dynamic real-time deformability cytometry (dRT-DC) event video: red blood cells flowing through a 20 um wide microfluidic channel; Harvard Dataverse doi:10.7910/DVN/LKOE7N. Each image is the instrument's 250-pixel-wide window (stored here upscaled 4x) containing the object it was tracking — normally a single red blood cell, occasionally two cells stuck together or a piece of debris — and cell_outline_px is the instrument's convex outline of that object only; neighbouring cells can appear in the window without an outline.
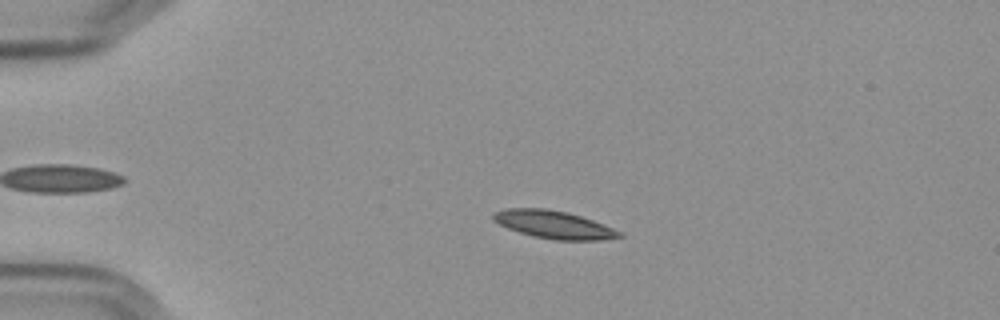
{"species": "Egyptian fruit bat (a non-hibernating species)", "species_latin": "Rousettus aegyptiacus", "temperature_condition": "cold", "stored_images_in_passage": 45, "camera_frame_rate_fps": 3000, "um_per_image_px": 0.085, "frame": {"image": 1, "passage_image": 13, "time_ms": 4.0, "image_size_px": [1000, 320], "cell_outline_px": [[624, 236], [596, 240], [556, 240], [532, 236], [508, 228], [492, 220], [492, 216], [496, 212], [504, 208], [548, 208], [568, 212], [592, 220], [612, 228], [620, 232]], "centroid_in_image_um": [47.03, 19.08], "position_along_channel_um": 38.0, "area_um2": 20.23}}
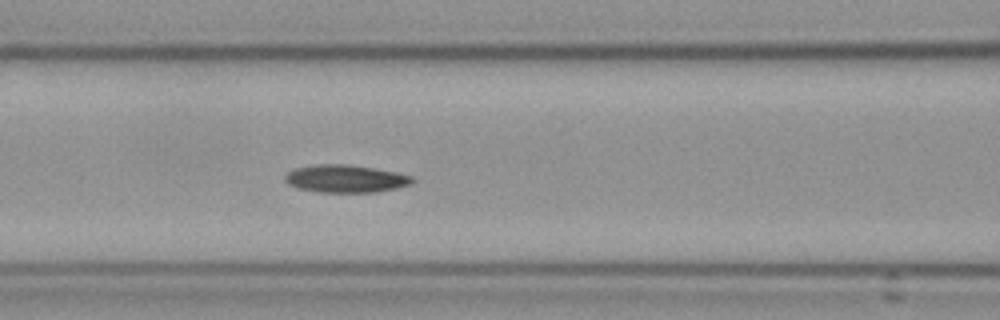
{"frame": {"image": 2, "passage_image": 25, "time_ms": 8.0, "image_size_px": [1000, 320], "cell_outline_px": [[416, 180], [412, 184], [396, 188], [376, 192], [320, 192], [300, 188], [288, 184], [284, 180], [284, 176], [288, 172], [296, 168], [316, 164], [348, 164], [396, 172], [412, 176]], "centroid_in_image_um": [29.39, 15.18], "position_along_channel_um": 137.2, "area_um2": 20.46}}
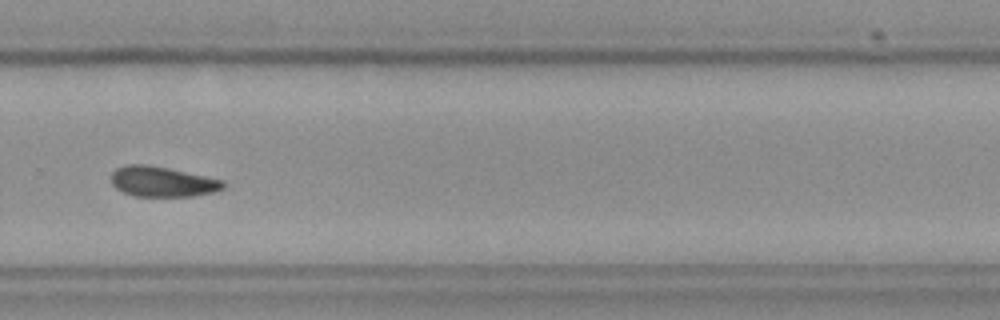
{"frame": {"image": 3, "passage_image": 40, "time_ms": 13.0, "image_size_px": [1000, 320], "cell_outline_px": [[228, 184], [224, 188], [216, 192], [192, 196], [136, 196], [124, 192], [116, 188], [112, 184], [112, 172], [116, 168], [124, 164], [148, 164], [168, 168], [224, 180]], "centroid_in_image_um": [13.83, 15.43], "position_along_channel_um": 316.0, "area_um2": 19.88}, "authors_computed_cell_mechanics": {"area_um2": 19.8832, "velocity_mm_per_s": 3.5759, "shape_relaxation_time_tau1_ms": null, "shape_relaxation_time_tau2_ms": 5.621, "deformation_change_tau1": null, "deformation_change_tau2": 0.113}}